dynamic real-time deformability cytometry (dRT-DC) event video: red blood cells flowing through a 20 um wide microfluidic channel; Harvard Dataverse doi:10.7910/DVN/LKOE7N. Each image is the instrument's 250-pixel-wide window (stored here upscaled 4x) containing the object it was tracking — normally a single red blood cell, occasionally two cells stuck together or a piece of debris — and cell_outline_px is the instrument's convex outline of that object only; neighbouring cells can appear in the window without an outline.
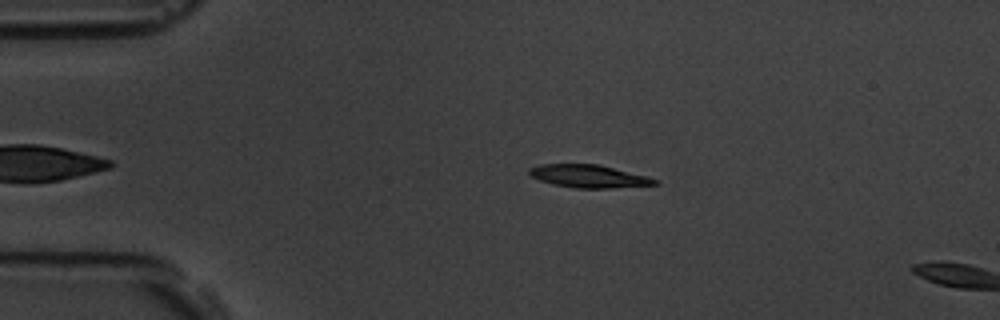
{"species": "common noctule bat (a hibernating species)", "species_latin": "Nyctalus noctula", "temperature_condition": "room temperature", "stored_images_in_passage": 2, "camera_frame_rate_fps": 3000, "um_per_image_px": 0.085, "animal": {"sex": "male", "body_mass_g": 19.5, "forearm_length_mm": 54.6}, "frame": {"image": 1, "passage_image": 1, "time_ms": 0.0, "image_size_px": [1000, 320], "cell_outline_px": [[660, 184], [612, 188], [572, 188], [552, 184], [540, 180], [532, 176], [528, 172], [528, 168], [540, 164], [600, 164], [648, 176], [660, 180]], "centroid_in_image_um": [50.08, 14.98], "position_along_channel_um": 34.9, "area_um2": 16.94}}